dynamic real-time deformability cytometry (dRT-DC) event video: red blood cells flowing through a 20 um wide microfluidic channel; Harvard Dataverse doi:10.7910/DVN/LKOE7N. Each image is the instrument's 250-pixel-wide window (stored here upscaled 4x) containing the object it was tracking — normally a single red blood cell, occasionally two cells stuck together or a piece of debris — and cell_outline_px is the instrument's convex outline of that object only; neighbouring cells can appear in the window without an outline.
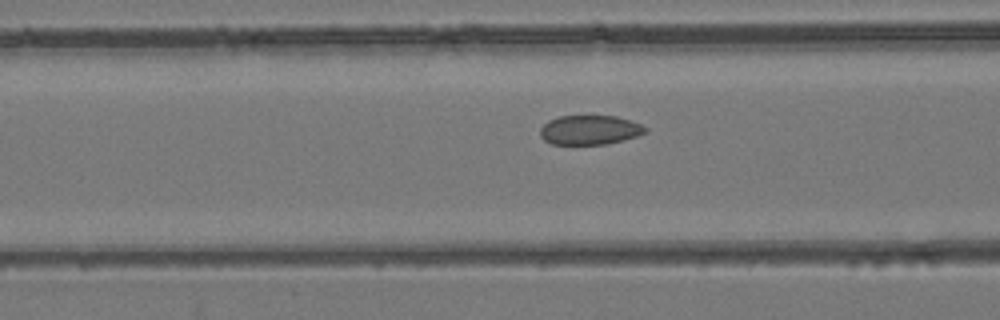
{"species": "common noctule bat (a hibernating species)", "species_latin": "Nyctalus noctula", "temperature_condition": "room temperature", "stored_images_in_passage": 35, "camera_frame_rate_fps": 3000, "um_per_image_px": 0.085, "animal": {"sex": "female", "body_mass_g": 24.6, "forearm_length_mm": 56.2}, "frame": {"image": 1, "passage_image": 14, "time_ms": 4.333, "image_size_px": [1000, 320], "cell_outline_px": [[648, 132], [624, 140], [608, 144], [552, 144], [544, 140], [540, 136], [540, 128], [548, 120], [560, 116], [616, 116], [640, 124], [648, 128]], "centroid_in_image_um": [50.13, 11.05], "position_along_channel_um": 116.5, "area_um2": 18.03}}
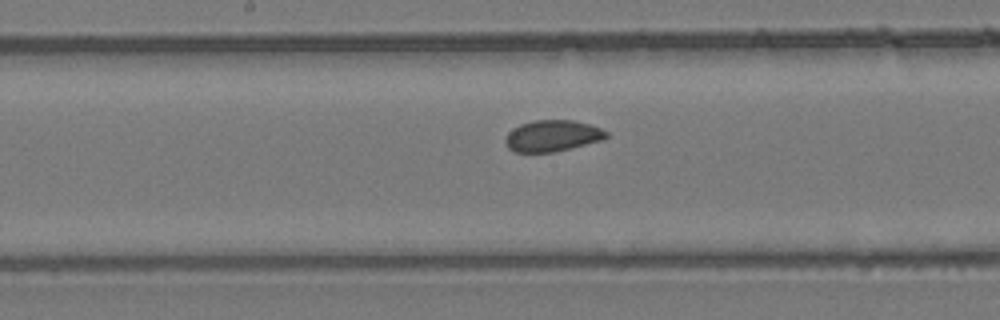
{"frame": {"image": 2, "passage_image": 20, "time_ms": 6.333, "image_size_px": [1000, 320], "cell_outline_px": [[608, 136], [604, 140], [556, 152], [516, 152], [508, 148], [504, 144], [504, 140], [508, 132], [512, 128], [520, 124], [532, 120], [572, 120], [588, 124], [600, 128], [608, 132]], "centroid_in_image_um": [46.94, 11.55], "position_along_channel_um": 201.3, "area_um2": 18.67}}
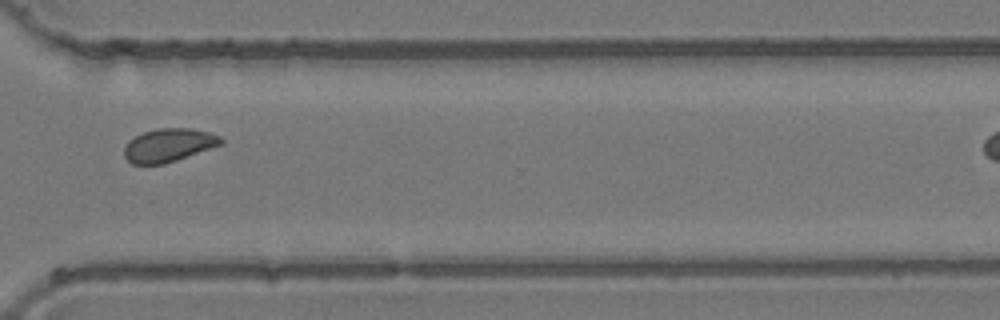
{"frame": {"image": 3, "passage_image": 31, "time_ms": 10.0, "image_size_px": [1000, 320], "cell_outline_px": [[224, 144], [164, 164], [132, 164], [124, 156], [124, 148], [128, 140], [144, 132], [156, 128], [192, 128], [208, 132], [220, 136], [224, 140]], "centroid_in_image_um": [14.35, 12.33], "position_along_channel_um": 356.3, "area_um2": 18.84}}